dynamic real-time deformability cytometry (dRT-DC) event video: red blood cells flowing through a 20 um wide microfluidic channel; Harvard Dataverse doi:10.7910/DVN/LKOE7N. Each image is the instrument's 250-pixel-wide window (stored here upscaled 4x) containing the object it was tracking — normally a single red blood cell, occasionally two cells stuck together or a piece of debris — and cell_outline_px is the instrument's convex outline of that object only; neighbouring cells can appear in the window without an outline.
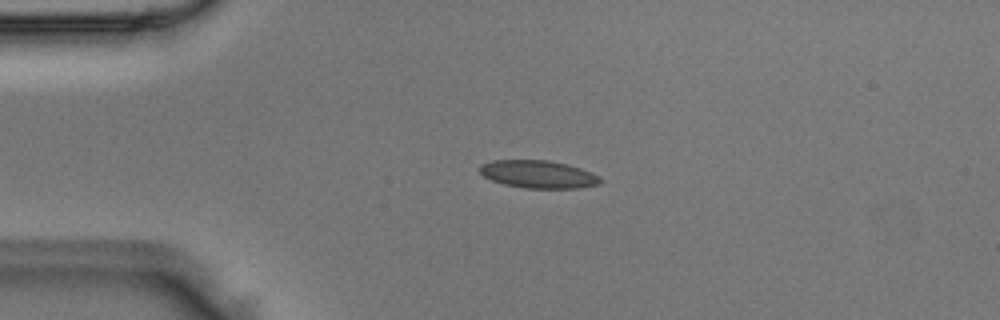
{"species": "Egyptian fruit bat (a non-hibernating species)", "species_latin": "Rousettus aegyptiacus", "temperature_condition": "room temperature", "stored_images_in_passage": 2, "camera_frame_rate_fps": 3000, "um_per_image_px": 0.085, "animal": {"sex": "male"}, "frame": {"image": 1, "passage_image": 2, "time_ms": 0.333, "image_size_px": [1000, 320], "cell_outline_px": [[600, 184], [580, 188], [528, 188], [504, 184], [492, 180], [484, 176], [480, 172], [480, 164], [492, 160], [548, 160], [568, 164], [592, 172], [600, 180]], "centroid_in_image_um": [45.74, 14.8], "position_along_channel_um": 39.3, "area_um2": 19.36}}